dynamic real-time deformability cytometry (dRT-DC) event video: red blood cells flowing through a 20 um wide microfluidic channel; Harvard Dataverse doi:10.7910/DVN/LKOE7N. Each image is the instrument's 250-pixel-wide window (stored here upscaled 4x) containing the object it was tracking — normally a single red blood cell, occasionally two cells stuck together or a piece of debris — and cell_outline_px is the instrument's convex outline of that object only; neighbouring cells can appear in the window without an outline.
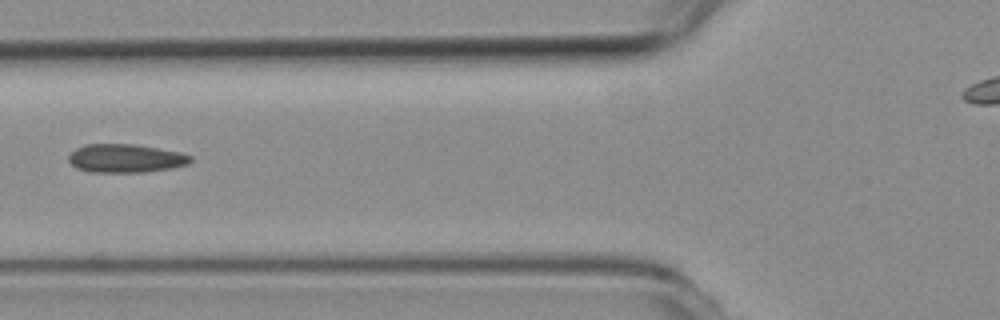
{"species": "common noctule bat (a hibernating species)", "species_latin": "Nyctalus noctula", "temperature_condition": "room temperature", "stored_images_in_passage": 6, "camera_frame_rate_fps": 3000, "um_per_image_px": 0.085, "animal": {"sex": "female", "body_mass_g": 19.3, "forearm_length_mm": 54.1}, "frame": {"image": 1, "passage_image": 5, "time_ms": 1.333, "image_size_px": [1000, 320], "cell_outline_px": [[192, 160], [188, 164], [172, 168], [144, 172], [88, 172], [76, 168], [68, 160], [68, 156], [76, 148], [88, 144], [132, 144], [180, 152], [192, 156]], "centroid_in_image_um": [10.67, 13.46], "position_along_channel_um": 115.1, "area_um2": 20.17}}
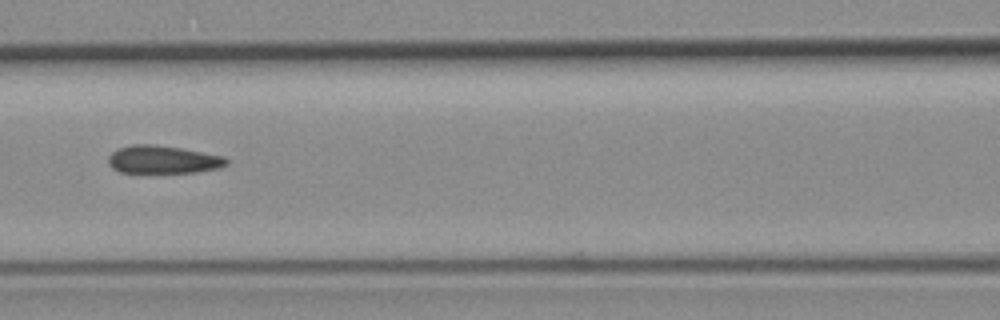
{"frame": {"image": 2, "passage_image": 6, "time_ms": 1.667, "image_size_px": [1000, 320], "cell_outline_px": [[228, 164], [220, 168], [196, 172], [120, 172], [112, 168], [108, 164], [108, 156], [112, 152], [120, 148], [132, 144], [152, 144], [180, 148], [224, 156], [228, 160]], "centroid_in_image_um": [13.85, 13.56], "position_along_channel_um": 152.7, "area_um2": 19.13}}